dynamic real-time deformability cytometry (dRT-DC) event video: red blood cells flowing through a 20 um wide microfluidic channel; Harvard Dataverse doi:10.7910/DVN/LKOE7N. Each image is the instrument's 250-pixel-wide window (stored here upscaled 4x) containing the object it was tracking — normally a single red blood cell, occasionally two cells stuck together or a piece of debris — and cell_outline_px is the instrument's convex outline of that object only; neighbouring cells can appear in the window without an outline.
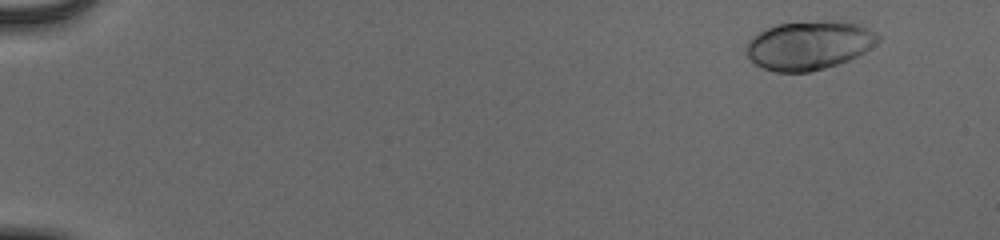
{"species": "human", "species_latin": "Homo sapiens", "temperature_condition": "cold", "stored_images_in_passage": 51, "camera_frame_rate_fps": 3000, "um_per_image_px": 0.085, "donor": {"sex": "male"}, "frame": {"image": 1, "passage_image": 1, "time_ms": 0.0, "image_size_px": [1000, 240], "cell_outline_px": [[880, 40], [864, 52], [848, 60], [824, 68], [808, 72], [776, 72], [764, 68], [756, 64], [744, 52], [744, 48], [748, 40], [752, 36], [764, 28], [776, 24], [824, 20], [832, 20], [856, 24], [868, 28], [876, 32], [880, 36]], "centroid_in_image_um": [68.73, 3.83], "position_along_channel_um": 16.3, "area_um2": 37.57}}
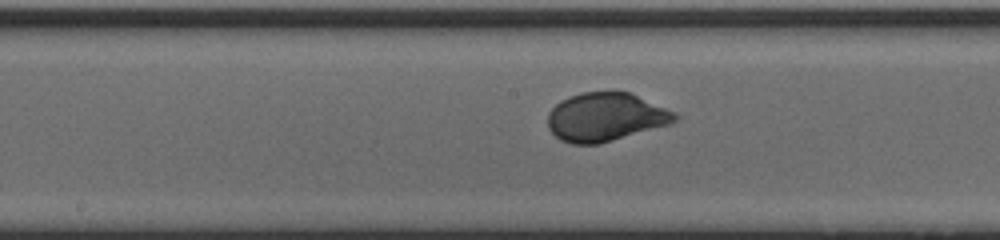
{"frame": {"image": 2, "passage_image": 27, "time_ms": 8.667, "image_size_px": [1000, 240], "cell_outline_px": [[680, 116], [672, 124], [600, 144], [572, 144], [560, 140], [548, 128], [548, 112], [560, 100], [568, 96], [580, 92], [628, 92], [676, 112]], "centroid_in_image_um": [51.48, 9.96], "position_along_channel_um": 196.7, "area_um2": 36.13}}
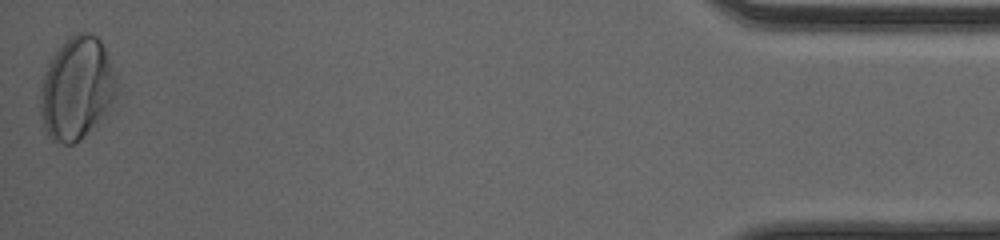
{"frame": {"image": 3, "passage_image": 51, "time_ms": 16.667, "image_size_px": [1000, 240], "cell_outline_px": [[116, 96], [100, 116], [80, 140], [72, 144], [64, 144], [52, 140], [48, 136], [44, 128], [40, 112], [40, 88], [44, 72], [52, 56], [68, 36], [76, 32], [88, 32], [96, 36], [100, 40], [104, 48], [112, 68], [116, 88]], "centroid_in_image_um": [6.46, 7.48], "position_along_channel_um": 428.7, "area_um2": 44.85}, "authors_computed_cell_mechanics": {"area_um2": 35.6048, "velocity_mm_per_s": 3.8793, "shape_relaxation_time_tau1_ms": 2.5006, "shape_relaxation_time_tau2_ms": null, "deformation_change_tau1": 0.1555, "deformation_change_tau2": null}}